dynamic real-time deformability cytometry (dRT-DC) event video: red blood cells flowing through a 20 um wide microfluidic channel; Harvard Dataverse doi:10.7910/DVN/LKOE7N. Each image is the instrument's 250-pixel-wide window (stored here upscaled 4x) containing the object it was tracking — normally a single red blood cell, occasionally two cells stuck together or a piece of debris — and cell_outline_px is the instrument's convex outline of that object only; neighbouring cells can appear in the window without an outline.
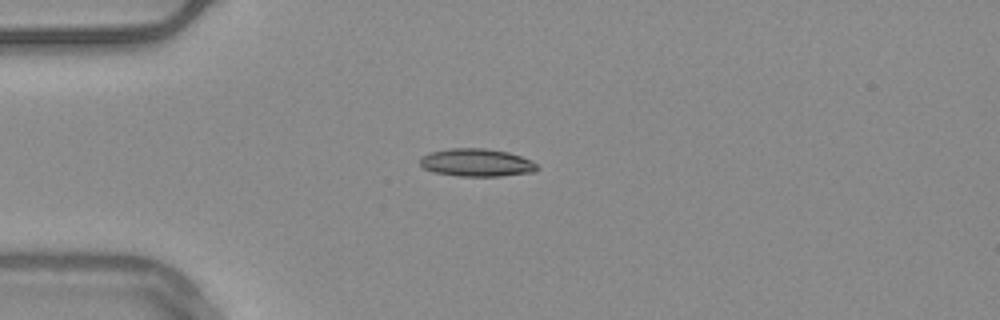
{"species": "common noctule bat (a hibernating species)", "species_latin": "Nyctalus noctula", "temperature_condition": "warm", "stored_images_in_passage": 41, "camera_frame_rate_fps": 3000, "um_per_image_px": 0.085, "animal": {"sex": "male", "body_mass_g": 20.4}, "frame": {"image": 1, "passage_image": 1, "time_ms": 0.0, "image_size_px": [1000, 320], "cell_outline_px": [[540, 168], [536, 172], [500, 176], [460, 176], [432, 172], [424, 168], [420, 164], [420, 156], [432, 152], [452, 148], [484, 148], [508, 152], [532, 160]], "centroid_in_image_um": [40.54, 13.83], "position_along_channel_um": 44.5, "area_um2": 19.07}}
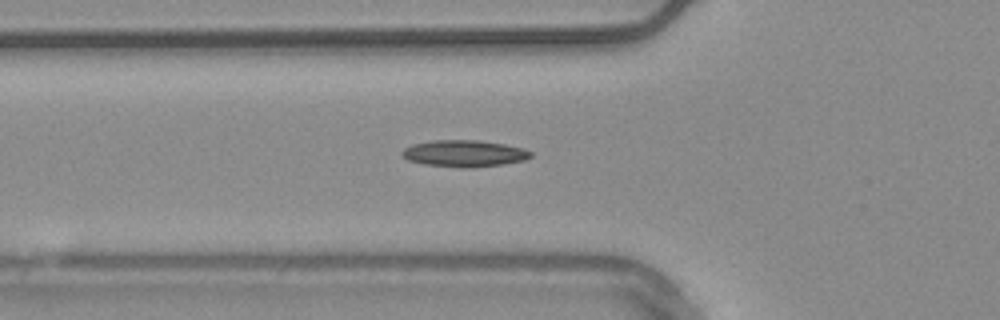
{"frame": {"image": 2, "passage_image": 6, "time_ms": 1.667, "image_size_px": [1000, 320], "cell_outline_px": [[532, 156], [524, 160], [504, 164], [472, 168], [460, 168], [424, 164], [408, 160], [400, 152], [404, 148], [412, 144], [432, 140], [480, 140], [504, 144], [524, 148], [532, 152]], "centroid_in_image_um": [39.47, 13.04], "position_along_channel_um": 86.3, "area_um2": 20.17}, "authors_computed_cell_mechanics": {"area_um2": 17.8602, "velocity_mm_per_s": 3.7717, "shape_relaxation_time_tau1_ms": null, "shape_relaxation_time_tau2_ms": 7.852, "deformation_change_tau1": null, "deformation_change_tau2": 0.1724}}